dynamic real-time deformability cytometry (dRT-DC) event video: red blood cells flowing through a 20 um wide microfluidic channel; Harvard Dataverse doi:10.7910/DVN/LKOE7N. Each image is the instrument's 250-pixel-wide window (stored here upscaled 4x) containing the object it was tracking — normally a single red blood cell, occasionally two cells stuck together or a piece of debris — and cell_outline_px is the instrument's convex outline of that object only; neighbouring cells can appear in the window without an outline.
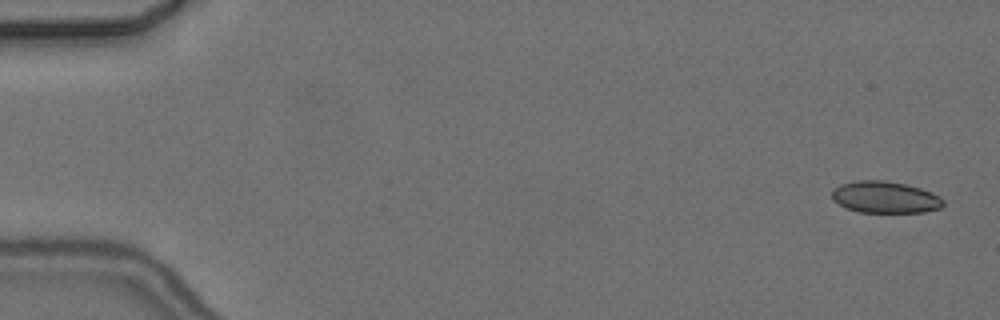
{"species": "common noctule bat (a hibernating species)", "species_latin": "Nyctalus noctula", "temperature_condition": "cold", "stored_images_in_passage": 6, "camera_frame_rate_fps": 3000, "um_per_image_px": 0.085, "animal": {"sex": "female", "body_mass_g": 24.6, "forearm_length_mm": 56.2}, "frame": {"image": 1, "passage_image": 1, "time_ms": 0.0, "image_size_px": [1000, 320], "cell_outline_px": [[944, 204], [940, 208], [924, 212], [860, 212], [844, 208], [832, 200], [832, 188], [840, 184], [856, 180], [884, 180], [904, 184], [920, 188], [932, 192], [940, 196], [944, 200]], "centroid_in_image_um": [75.2, 16.76], "position_along_channel_um": 9.8, "area_um2": 20.81}}